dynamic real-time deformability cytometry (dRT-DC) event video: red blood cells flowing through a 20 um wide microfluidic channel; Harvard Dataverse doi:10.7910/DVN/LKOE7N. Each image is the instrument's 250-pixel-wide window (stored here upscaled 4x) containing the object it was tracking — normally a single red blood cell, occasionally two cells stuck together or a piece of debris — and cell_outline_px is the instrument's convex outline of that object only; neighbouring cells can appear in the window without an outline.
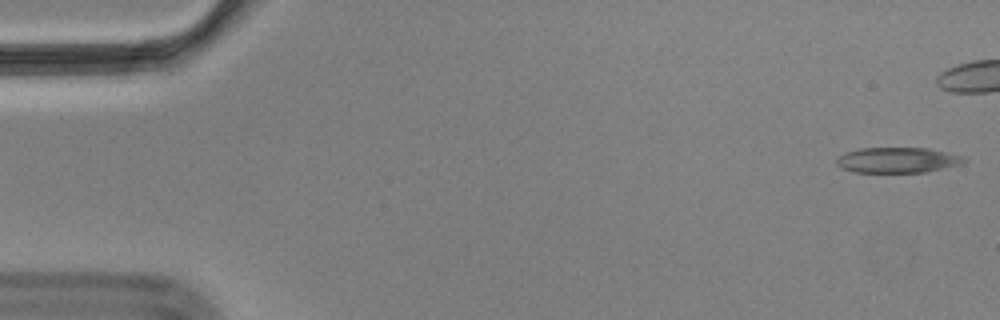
{"species": "Egyptian fruit bat (a non-hibernating species)", "species_latin": "Rousettus aegyptiacus", "temperature_condition": "cold", "stored_images_in_passage": 45, "camera_frame_rate_fps": 3000, "um_per_image_px": 0.085, "animal": {"sex": "male"}, "frame": {"image": 1, "passage_image": 1, "time_ms": 0.0, "image_size_px": [1000, 320], "cell_outline_px": [[968, 160], [960, 164], [928, 172], [856, 172], [840, 168], [836, 164], [836, 156], [844, 152], [860, 148], [928, 148], [964, 156]], "centroid_in_image_um": [76.26, 13.6], "position_along_channel_um": 8.7, "area_um2": 19.07}}
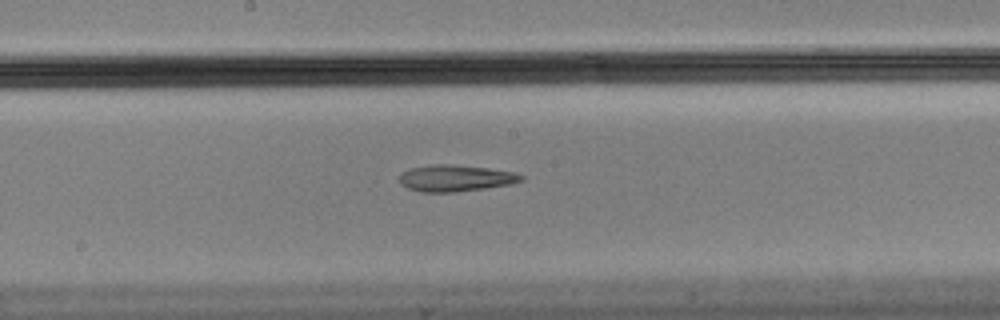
{"frame": {"image": 2, "passage_image": 29, "time_ms": 9.333, "image_size_px": [1000, 320], "cell_outline_px": [[524, 180], [512, 184], [456, 192], [420, 192], [408, 188], [400, 184], [400, 176], [404, 172], [412, 168], [432, 164], [448, 164], [488, 168], [516, 172], [524, 176]], "centroid_in_image_um": [38.76, 15.15], "position_along_channel_um": 209.4, "area_um2": 18.79}}
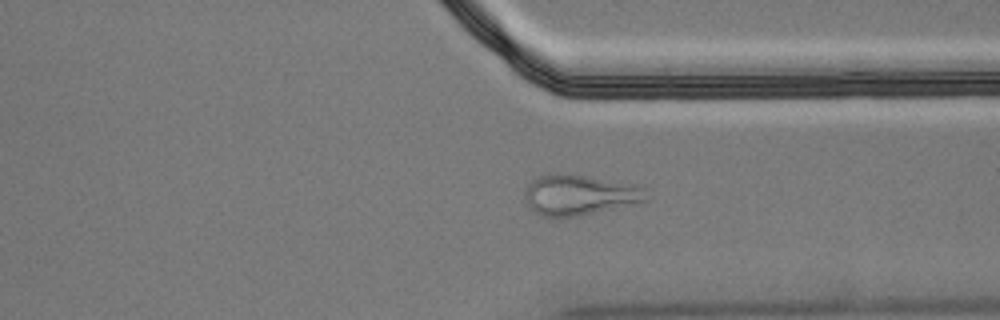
{"frame": {"image": 3, "passage_image": 42, "time_ms": 13.667, "image_size_px": [1000, 320], "cell_outline_px": [[648, 200], [632, 204], [576, 216], [544, 216], [536, 212], [528, 204], [524, 196], [524, 192], [528, 184], [532, 180], [540, 176], [556, 172], [564, 172], [588, 176], [632, 184], [648, 188]], "centroid_in_image_um": [49.27, 16.53], "position_along_channel_um": 362.1, "area_um2": 28.5}}